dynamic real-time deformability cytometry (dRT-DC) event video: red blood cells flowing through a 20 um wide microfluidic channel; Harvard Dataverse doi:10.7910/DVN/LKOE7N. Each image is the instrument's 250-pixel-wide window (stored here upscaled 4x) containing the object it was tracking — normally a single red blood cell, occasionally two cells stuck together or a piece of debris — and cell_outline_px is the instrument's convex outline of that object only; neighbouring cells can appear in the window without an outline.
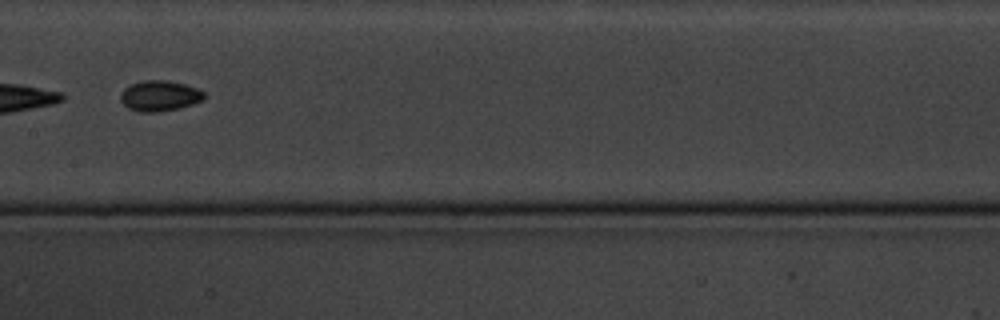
{"species": "common noctule bat (a hibernating species)", "species_latin": "Nyctalus noctula", "temperature_condition": "cold", "stored_images_in_passage": 10, "camera_frame_rate_fps": 3000, "um_per_image_px": 0.085, "animal": {"sex": "male", "body_mass_g": 20.1, "forearm_length_mm": 53.5}, "frame": {"image": 1, "passage_image": 5, "time_ms": 5.0, "image_size_px": [1000, 320], "cell_outline_px": [[208, 96], [204, 100], [180, 108], [156, 112], [140, 112], [128, 108], [120, 100], [120, 92], [128, 84], [140, 80], [168, 80], [184, 84], [196, 88], [204, 92]], "centroid_in_image_um": [13.56, 8.13], "position_along_channel_um": 193.8, "area_um2": 15.2}}
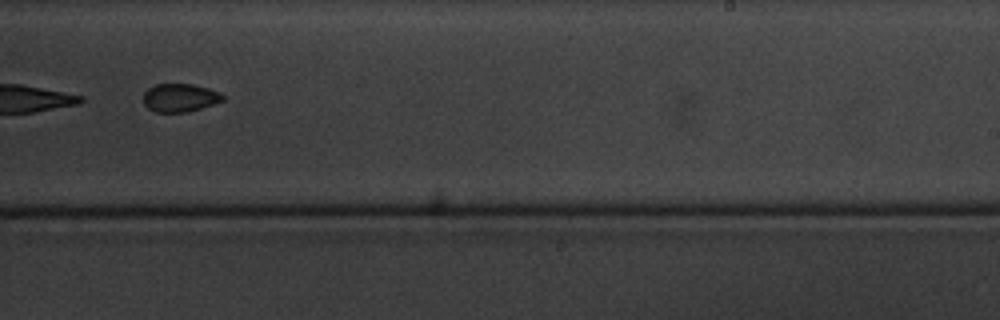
{"frame": {"image": 2, "passage_image": 7, "time_ms": 7.333, "image_size_px": [1000, 320], "cell_outline_px": [[224, 100], [188, 112], [156, 112], [148, 108], [144, 104], [144, 92], [148, 88], [156, 84], [192, 84], [208, 88], [224, 96]], "centroid_in_image_um": [15.26, 8.31], "position_along_channel_um": 273.7, "area_um2": 12.89}}
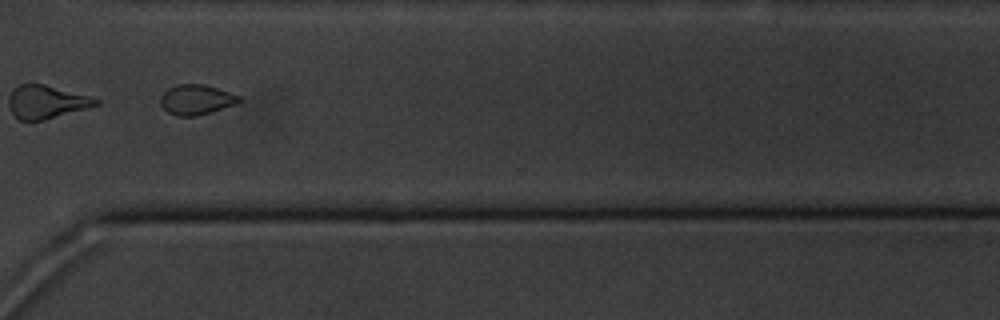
{"frame": {"image": 3, "passage_image": 9, "time_ms": 9.667, "image_size_px": [1000, 320], "cell_outline_px": [[240, 100], [236, 104], [196, 116], [176, 116], [168, 112], [160, 104], [160, 96], [168, 88], [176, 84], [204, 84], [240, 96]], "centroid_in_image_um": [16.64, 8.46], "position_along_channel_um": 354.0, "area_um2": 13.64}, "authors_computed_cell_mechanics": {"area_um2": 14.161, "velocity_mm_per_s": 3.4311, "shape_relaxation_time_tau1_ms": 1.9091, "shape_relaxation_time_tau2_ms": null, "deformation_change_tau1": 0.1587, "deformation_change_tau2": null}}